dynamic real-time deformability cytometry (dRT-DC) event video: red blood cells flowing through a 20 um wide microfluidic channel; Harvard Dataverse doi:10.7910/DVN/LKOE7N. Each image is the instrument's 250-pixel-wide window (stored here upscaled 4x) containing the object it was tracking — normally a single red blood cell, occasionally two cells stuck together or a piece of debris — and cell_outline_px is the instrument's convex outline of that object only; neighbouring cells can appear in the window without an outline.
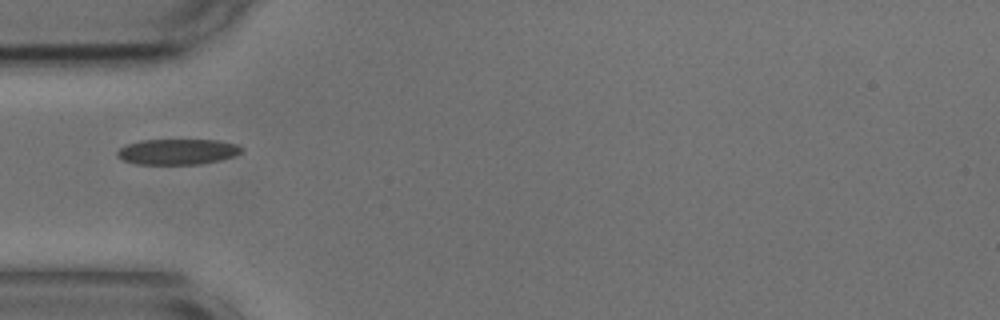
{"species": "common noctule bat (a hibernating species)", "species_latin": "Nyctalus noctula", "temperature_condition": "cold", "stored_images_in_passage": 37, "camera_frame_rate_fps": 3000, "um_per_image_px": 0.085, "animal": {"sex": "male", "body_mass_g": 17.9, "forearm_length_mm": 54.2}, "frame": {"image": 1, "passage_image": 1, "time_ms": 0.0, "image_size_px": [1000, 320], "cell_outline_px": [[244, 152], [236, 156], [220, 160], [200, 164], [136, 164], [124, 160], [116, 156], [116, 152], [124, 144], [140, 140], [220, 140], [236, 144], [244, 148]], "centroid_in_image_um": [15.11, 12.89], "position_along_channel_um": 69.9, "area_um2": 18.84}}
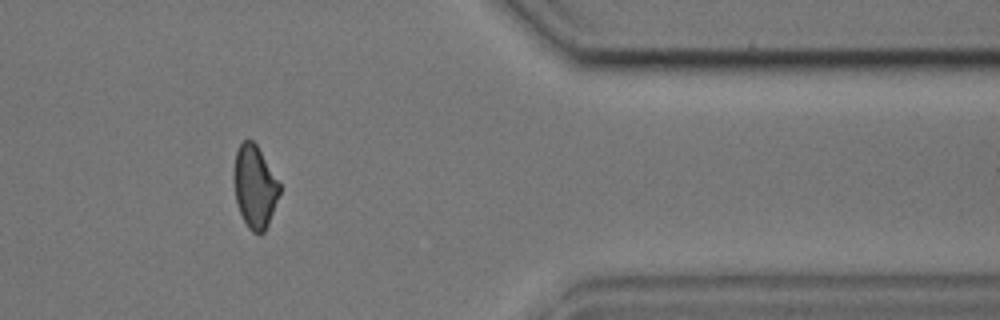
{"frame": {"image": 2, "passage_image": 27, "time_ms": 8.667, "image_size_px": [1000, 320], "cell_outline_px": [[280, 192], [268, 224], [264, 232], [260, 236], [252, 232], [248, 228], [240, 212], [236, 200], [232, 180], [232, 176], [236, 152], [240, 144], [244, 140], [252, 140], [256, 144], [280, 184]], "centroid_in_image_um": [21.63, 15.89], "position_along_channel_um": 389.8, "area_um2": 21.96}}
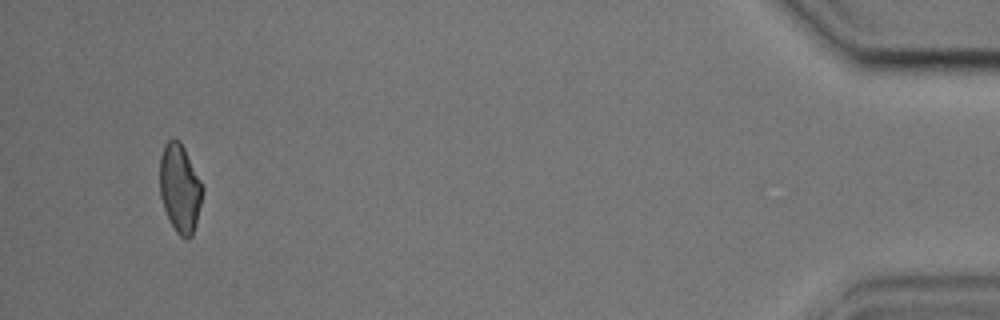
{"frame": {"image": 3, "passage_image": 34, "time_ms": 11.0, "image_size_px": [1000, 320], "cell_outline_px": [[204, 188], [196, 224], [192, 236], [188, 240], [184, 240], [176, 232], [164, 208], [160, 196], [160, 156], [164, 144], [168, 140], [180, 140]], "centroid_in_image_um": [15.29, 16.02], "position_along_channel_um": 419.9, "area_um2": 21.91}, "authors_computed_cell_mechanics": {"area_um2": 21.964, "velocity_mm_per_s": 3.6652, "shape_relaxation_time_tau1_ms": null, "shape_relaxation_time_tau2_ms": 2.6817, "deformation_change_tau1": null, "deformation_change_tau2": 0.0667}}